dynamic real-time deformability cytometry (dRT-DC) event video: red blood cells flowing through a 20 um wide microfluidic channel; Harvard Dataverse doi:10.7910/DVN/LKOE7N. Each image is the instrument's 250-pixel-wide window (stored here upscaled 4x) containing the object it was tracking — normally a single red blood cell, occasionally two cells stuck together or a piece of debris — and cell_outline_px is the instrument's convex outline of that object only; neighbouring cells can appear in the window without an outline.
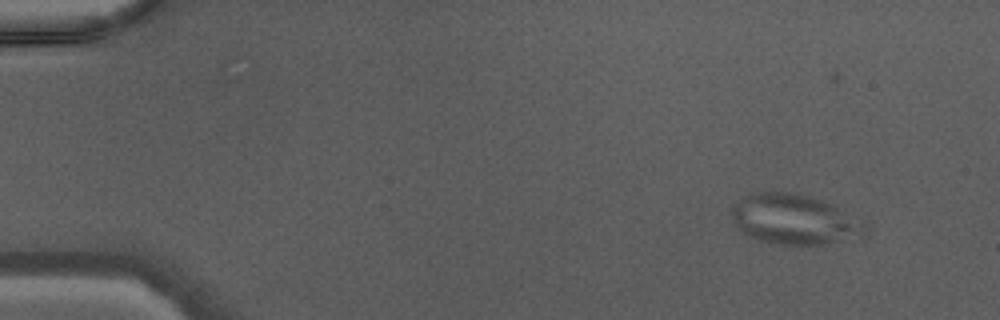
{"species": "Egyptian fruit bat (a non-hibernating species)", "species_latin": "Rousettus aegyptiacus", "temperature_condition": "warm", "stored_images_in_passage": 43, "camera_frame_rate_fps": 3000, "um_per_image_px": 0.085, "animal": {"sex": "male"}, "frame": {"image": 1, "passage_image": 1, "time_ms": 0.0, "image_size_px": [1000, 320], "cell_outline_px": [[868, 228], [864, 240], [824, 244], [780, 244], [760, 240], [748, 236], [736, 224], [728, 212], [740, 196], [752, 192], [788, 192], [808, 196], [832, 204], [868, 224]], "centroid_in_image_um": [67.57, 18.66], "position_along_channel_um": 17.4, "area_um2": 39.59}}
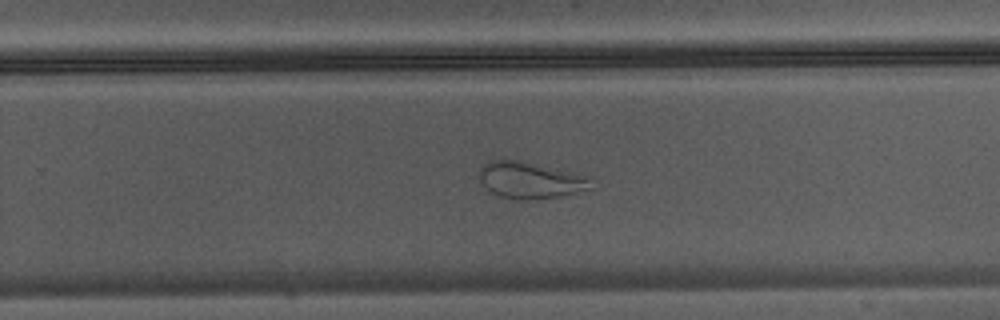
{"frame": {"image": 2, "passage_image": 27, "time_ms": 8.667, "image_size_px": [1000, 320], "cell_outline_px": [[592, 176], [588, 188], [576, 192], [560, 196], [520, 200], [500, 196], [492, 192], [476, 176], [476, 172], [488, 160], [516, 160], [536, 164]], "centroid_in_image_um": [45.02, 15.3], "position_along_channel_um": 284.8, "area_um2": 23.52}}
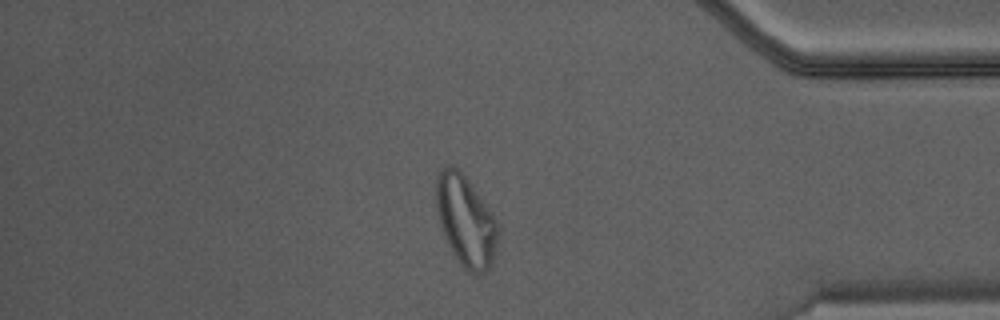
{"frame": {"image": 3, "passage_image": 36, "time_ms": 11.667, "image_size_px": [1000, 320], "cell_outline_px": [[496, 240], [492, 264], [488, 268], [480, 272], [472, 272], [464, 268], [460, 264], [452, 252], [440, 224], [436, 208], [436, 172], [444, 168], [456, 168], [464, 176], [484, 204], [492, 216], [496, 224]], "centroid_in_image_um": [39.53, 18.78], "position_along_channel_um": 395.7, "area_um2": 31.1}}